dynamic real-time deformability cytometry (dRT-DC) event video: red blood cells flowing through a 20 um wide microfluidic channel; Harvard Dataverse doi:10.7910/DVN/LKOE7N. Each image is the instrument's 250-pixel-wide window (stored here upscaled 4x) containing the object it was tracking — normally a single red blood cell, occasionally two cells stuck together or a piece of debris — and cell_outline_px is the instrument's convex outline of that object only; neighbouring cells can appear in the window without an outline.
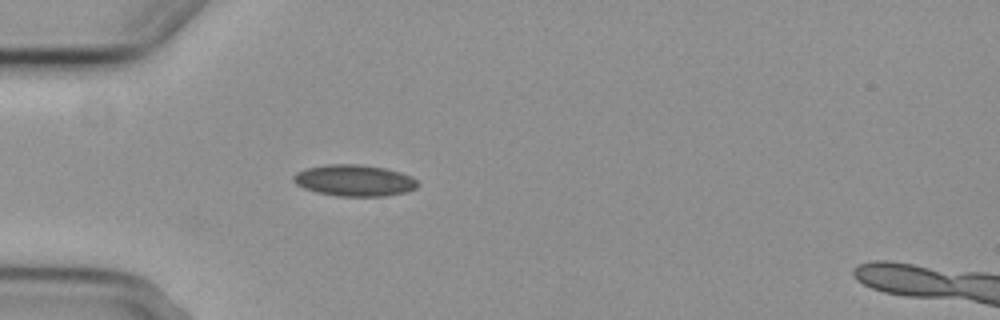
{"species": "common noctule bat (a hibernating species)", "species_latin": "Nyctalus noctula", "temperature_condition": "cold", "stored_images_in_passage": 2, "camera_frame_rate_fps": 3000, "um_per_image_px": 0.085, "animal": {"sex": "female", "body_mass_g": 29.2, "forearm_length_mm": 56.3}, "frame": {"image": 1, "passage_image": 1, "time_ms": 0.0, "image_size_px": [1000, 320], "cell_outline_px": [[420, 184], [416, 188], [404, 192], [384, 196], [336, 196], [316, 192], [304, 188], [296, 184], [292, 180], [292, 176], [296, 172], [308, 168], [328, 164], [360, 164], [384, 168], [400, 172], [416, 180]], "centroid_in_image_um": [30.09, 15.34], "position_along_channel_um": 54.9, "area_um2": 22.66}}